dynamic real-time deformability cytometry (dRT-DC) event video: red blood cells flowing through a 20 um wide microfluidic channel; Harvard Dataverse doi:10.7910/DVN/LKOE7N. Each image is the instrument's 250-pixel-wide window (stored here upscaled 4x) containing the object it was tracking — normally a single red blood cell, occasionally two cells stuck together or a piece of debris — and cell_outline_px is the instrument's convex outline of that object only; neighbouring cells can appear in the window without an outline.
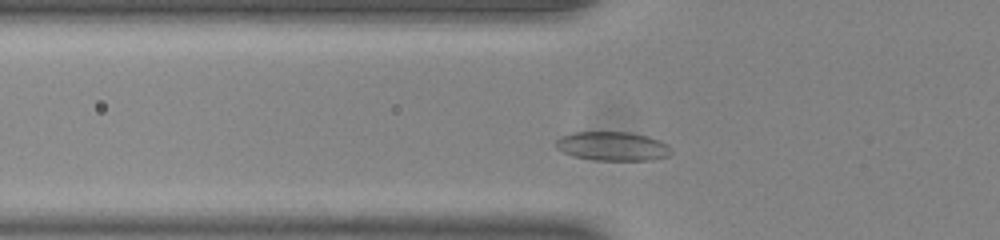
{"species": "common noctule bat (a hibernating species)", "species_latin": "Nyctalus noctula", "temperature_condition": "room temperature", "stored_images_in_passage": 35, "camera_frame_rate_fps": 3000, "um_per_image_px": 0.085, "animal": {"sex": "male", "body_mass_g": 20.0, "forearm_length_mm": 53.3}, "frame": {"image": 1, "passage_image": 6, "time_ms": 1.667, "image_size_px": [1000, 240], "cell_outline_px": [[672, 152], [668, 156], [652, 160], [596, 160], [572, 156], [560, 152], [556, 148], [556, 140], [560, 136], [572, 132], [628, 132], [648, 136], [660, 140], [668, 144], [672, 148]], "centroid_in_image_um": [52.06, 12.43], "position_along_channel_um": 73.7, "area_um2": 19.77}}
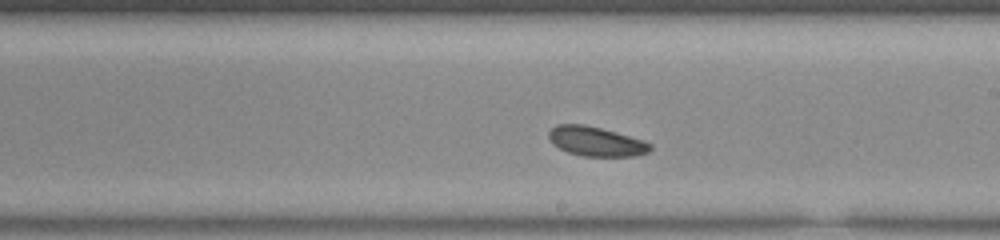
{"frame": {"image": 2, "passage_image": 19, "time_ms": 6.0, "image_size_px": [1000, 240], "cell_outline_px": [[652, 148], [648, 152], [636, 156], [584, 156], [568, 152], [552, 144], [548, 136], [548, 132], [556, 124], [584, 124], [616, 132], [644, 140], [652, 144]], "centroid_in_image_um": [50.66, 12.02], "position_along_channel_um": 238.3, "area_um2": 17.46}}
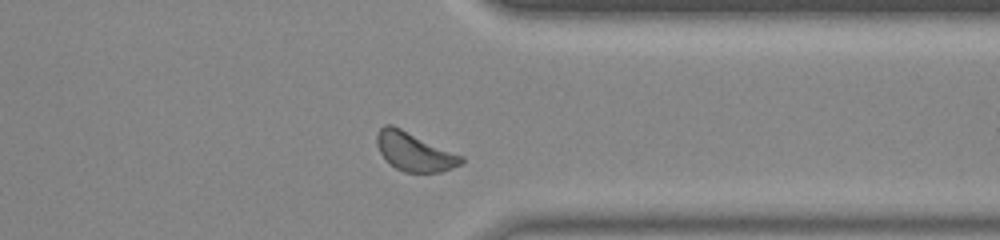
{"frame": {"image": 3, "passage_image": 30, "time_ms": 9.667, "image_size_px": [1000, 240], "cell_outline_px": [[464, 164], [440, 172], [404, 172], [396, 168], [380, 152], [376, 144], [376, 136], [380, 128], [384, 124], [392, 124], [464, 156]], "centroid_in_image_um": [35.25, 12.88], "position_along_channel_um": 376.2, "area_um2": 19.02}, "authors_computed_cell_mechanics": {"area_um2": 18.0914, "velocity_mm_per_s": 3.8072, "shape_relaxation_time_tau1_ms": 2.9748, "shape_relaxation_time_tau2_ms": null, "deformation_change_tau1": 0.0387, "deformation_change_tau2": null}}